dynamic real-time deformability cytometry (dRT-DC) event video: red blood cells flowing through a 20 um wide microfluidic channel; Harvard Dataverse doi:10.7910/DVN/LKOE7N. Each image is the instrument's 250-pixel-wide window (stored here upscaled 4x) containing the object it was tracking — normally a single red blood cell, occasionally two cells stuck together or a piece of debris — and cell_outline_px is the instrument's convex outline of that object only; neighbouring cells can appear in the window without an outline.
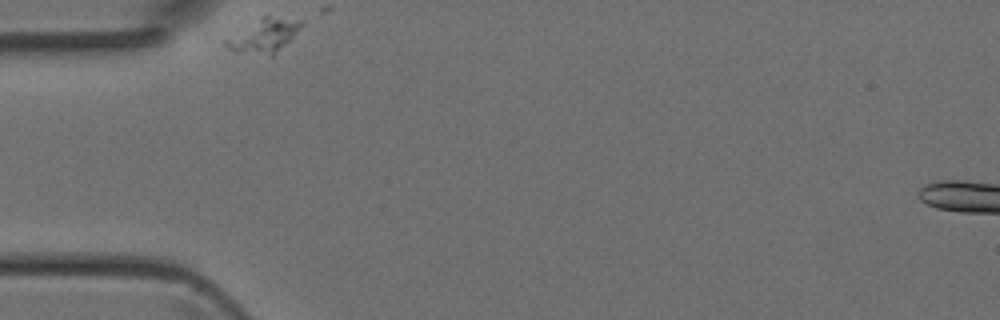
{"species": "Egyptian fruit bat (a non-hibernating species)", "species_latin": "Rousettus aegyptiacus", "temperature_condition": "room temperature", "stored_images_in_passage": 17, "camera_frame_rate_fps": 3000, "um_per_image_px": 0.085, "animal": {"sex": "female"}, "frame": {"image": 1, "passage_image": 1, "time_ms": 0.0, "image_size_px": [1000, 320], "cell_outline_px": [[304, 24], [272, 56], [232, 52], [224, 44], [224, 40], [260, 16], [268, 16], [304, 20]], "centroid_in_image_um": [22.39, 3.03], "position_along_channel_um": 62.6, "area_um2": 14.74}}
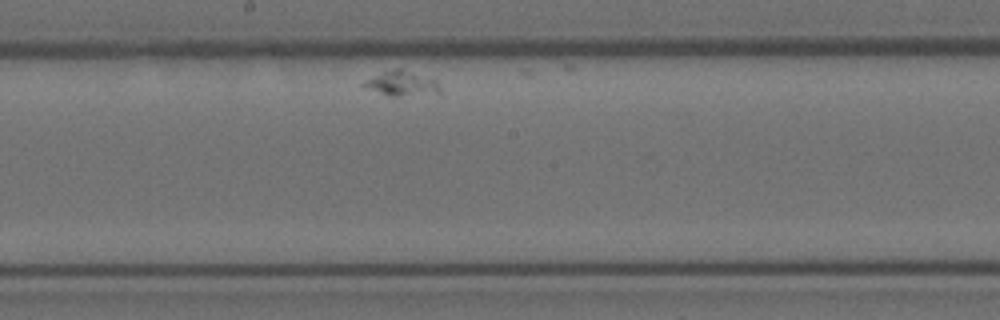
{"frame": {"image": 2, "passage_image": 15, "time_ms": 4.667, "image_size_px": [1000, 320], "cell_outline_px": [[440, 92], [400, 96], [388, 96], [368, 88], [360, 84], [364, 80], [384, 72], [396, 68], [400, 68], [436, 80], [440, 88]], "centroid_in_image_um": [34.12, 7.09], "position_along_channel_um": 214.1, "area_um2": 10.69}}